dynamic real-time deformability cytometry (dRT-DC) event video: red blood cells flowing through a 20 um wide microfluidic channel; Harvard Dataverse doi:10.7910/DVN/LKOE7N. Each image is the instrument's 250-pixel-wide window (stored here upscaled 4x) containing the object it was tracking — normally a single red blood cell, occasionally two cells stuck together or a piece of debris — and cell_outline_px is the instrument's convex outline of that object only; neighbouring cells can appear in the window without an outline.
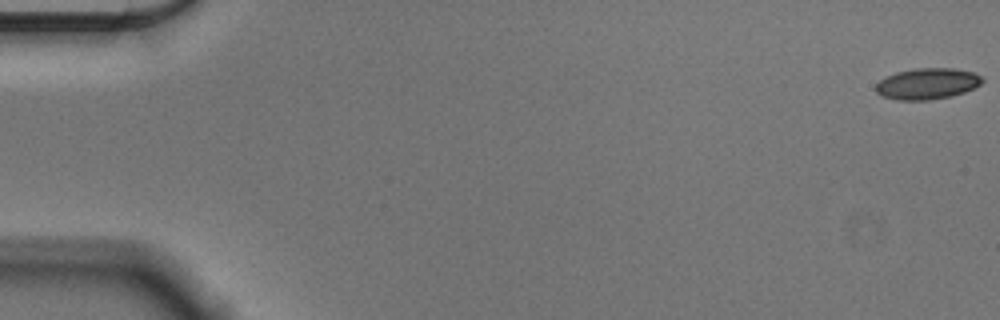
{"species": "Egyptian fruit bat (a non-hibernating species)", "species_latin": "Rousettus aegyptiacus", "temperature_condition": "cold", "stored_images_in_passage": 56, "camera_frame_rate_fps": 3000, "um_per_image_px": 0.085, "animal": {"sex": "male"}, "frame": {"image": 1, "passage_image": 1, "time_ms": 0.0, "image_size_px": [1000, 320], "cell_outline_px": [[984, 80], [980, 84], [964, 92], [952, 96], [928, 100], [896, 100], [880, 96], [876, 92], [876, 84], [880, 80], [896, 72], [916, 68], [956, 68], [972, 72], [980, 76]], "centroid_in_image_um": [78.8, 7.12], "position_along_channel_um": 6.2, "area_um2": 19.31}}
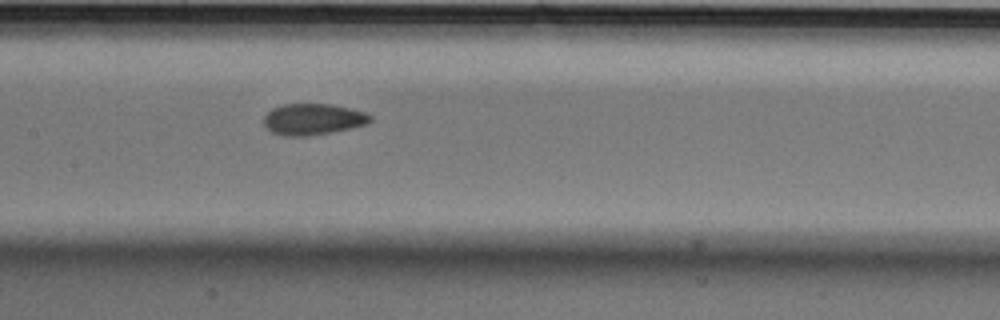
{"frame": {"image": 2, "passage_image": 28, "time_ms": 9.0, "image_size_px": [1000, 320], "cell_outline_px": [[372, 120], [368, 124], [352, 128], [332, 132], [308, 136], [284, 136], [272, 132], [264, 124], [264, 116], [272, 108], [284, 104], [332, 104], [352, 108], [364, 112], [372, 116]], "centroid_in_image_um": [26.64, 10.13], "position_along_channel_um": 180.8, "area_um2": 19.54}}
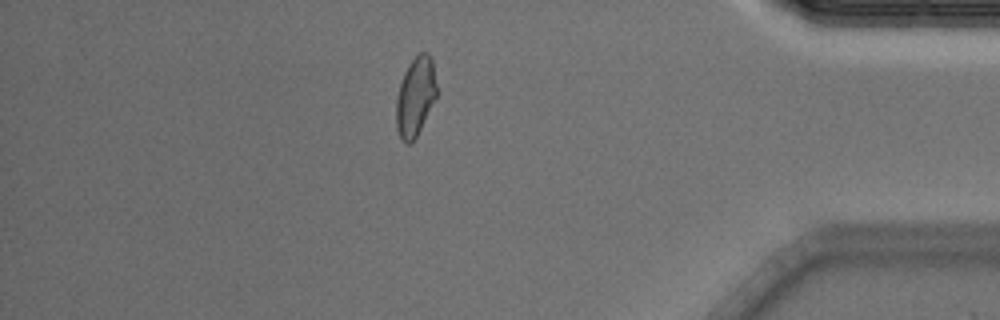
{"frame": {"image": 3, "passage_image": 49, "time_ms": 16.0, "image_size_px": [1000, 320], "cell_outline_px": [[436, 96], [416, 136], [408, 144], [404, 144], [400, 140], [396, 128], [396, 100], [400, 84], [404, 72], [408, 64], [420, 52], [428, 52], [432, 60], [436, 84]], "centroid_in_image_um": [35.28, 8.21], "position_along_channel_um": 399.9, "area_um2": 18.38}, "authors_computed_cell_mechanics": {"area_um2": 19.3052, "velocity_mm_per_s": 3.6118, "shape_relaxation_time_tau1_ms": 7.6433, "shape_relaxation_time_tau2_ms": 2.5565, "deformation_change_tau1": 0.1308, "deformation_change_tau2": 0.0677}}